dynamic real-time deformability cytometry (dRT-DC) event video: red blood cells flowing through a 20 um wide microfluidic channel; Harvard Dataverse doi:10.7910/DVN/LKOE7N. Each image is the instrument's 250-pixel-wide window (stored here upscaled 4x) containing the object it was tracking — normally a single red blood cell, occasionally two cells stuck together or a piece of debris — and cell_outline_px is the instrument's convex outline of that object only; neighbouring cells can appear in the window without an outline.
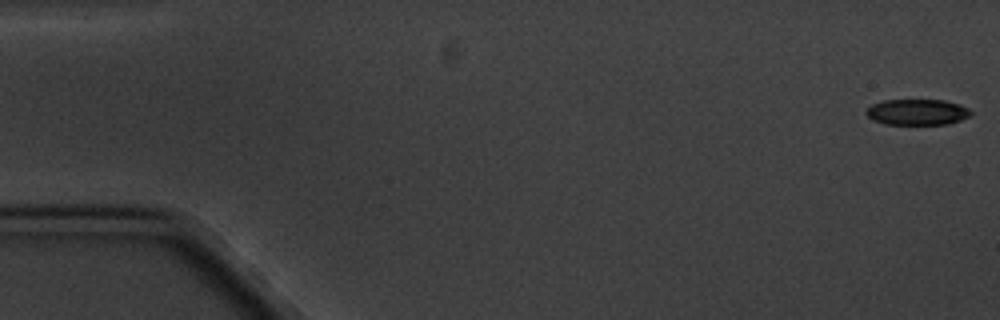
{"species": "common noctule bat (a hibernating species)", "species_latin": "Nyctalus noctula", "temperature_condition": "cold", "stored_images_in_passage": 16, "camera_frame_rate_fps": 3000, "um_per_image_px": 0.085, "animal": {"sex": "male", "body_mass_g": 20.1, "forearm_length_mm": 53.5}, "frame": {"image": 1, "passage_image": 1, "time_ms": 0.0, "image_size_px": [1000, 320], "cell_outline_px": [[972, 112], [968, 116], [960, 120], [948, 124], [884, 124], [872, 120], [864, 112], [872, 104], [884, 100], [944, 100], [960, 104], [968, 108]], "centroid_in_image_um": [77.94, 9.52], "position_along_channel_um": 7.1, "area_um2": 15.78}}